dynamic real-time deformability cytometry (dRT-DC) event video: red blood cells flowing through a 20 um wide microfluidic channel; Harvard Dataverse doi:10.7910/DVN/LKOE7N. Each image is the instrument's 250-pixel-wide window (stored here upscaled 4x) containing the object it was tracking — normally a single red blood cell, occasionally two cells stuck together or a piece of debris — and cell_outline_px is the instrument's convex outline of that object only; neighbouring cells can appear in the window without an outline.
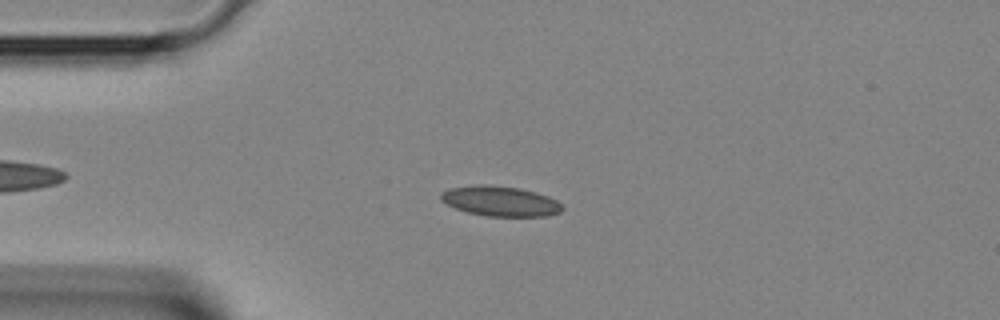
{"species": "Egyptian fruit bat (a non-hibernating species)", "species_latin": "Rousettus aegyptiacus", "temperature_condition": "room temperature", "stored_images_in_passage": 3, "camera_frame_rate_fps": 3000, "um_per_image_px": 0.085, "animal": {"sex": "female"}, "frame": {"image": 1, "passage_image": 3, "time_ms": 0.667, "image_size_px": [1000, 320], "cell_outline_px": [[564, 208], [560, 212], [548, 216], [488, 216], [468, 212], [456, 208], [440, 200], [440, 192], [448, 188], [480, 184], [484, 184], [520, 188], [536, 192], [548, 196], [556, 200]], "centroid_in_image_um": [42.51, 17.09], "position_along_channel_um": 42.5, "area_um2": 21.27}}